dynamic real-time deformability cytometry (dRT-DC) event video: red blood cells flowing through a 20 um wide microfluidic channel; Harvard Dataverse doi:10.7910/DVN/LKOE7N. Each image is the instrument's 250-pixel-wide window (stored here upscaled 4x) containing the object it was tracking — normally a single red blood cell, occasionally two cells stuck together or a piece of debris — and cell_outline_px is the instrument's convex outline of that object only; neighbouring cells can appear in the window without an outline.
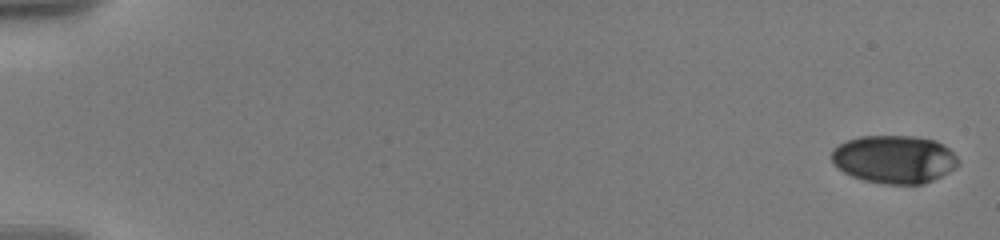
{"species": "human", "species_latin": "Homo sapiens", "temperature_condition": "warm", "stored_images_in_passage": 16, "camera_frame_rate_fps": 3000, "um_per_image_px": 0.085, "donor": {"sex": "male"}, "frame": {"image": 1, "passage_image": 1, "time_ms": 0.0, "image_size_px": [1000, 240], "cell_outline_px": [[956, 168], [924, 184], [884, 184], [864, 180], [852, 176], [844, 172], [832, 160], [832, 148], [848, 140], [860, 136], [912, 136], [936, 140], [948, 148], [956, 156]], "centroid_in_image_um": [76.0, 13.53], "position_along_channel_um": 9.0, "area_um2": 35.14}}
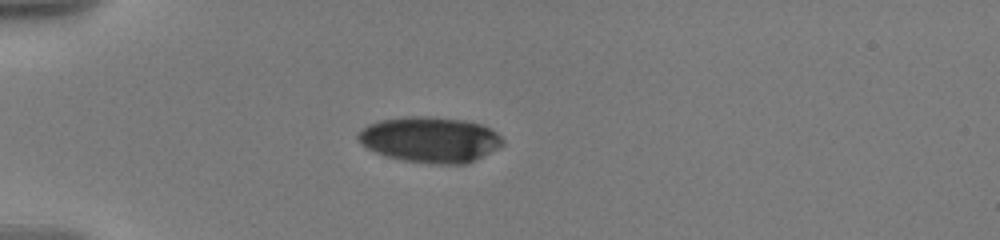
{"frame": {"image": 2, "passage_image": 12, "time_ms": 5.333, "image_size_px": [1000, 240], "cell_outline_px": [[504, 144], [500, 148], [476, 160], [464, 164], [440, 164], [404, 160], [388, 156], [376, 152], [360, 144], [356, 136], [360, 128], [368, 124], [380, 120], [404, 116], [428, 116], [464, 120], [480, 124], [492, 128], [504, 140]], "centroid_in_image_um": [36.57, 11.85], "position_along_channel_um": 48.4, "area_um2": 38.73}}
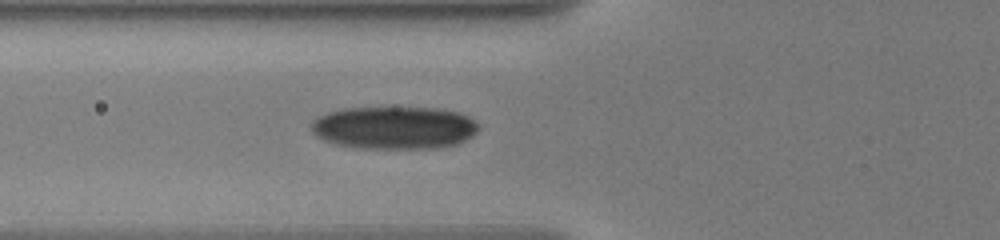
{"frame": {"image": 3, "passage_image": 16, "time_ms": 7.333, "image_size_px": [1000, 240], "cell_outline_px": [[480, 128], [472, 136], [456, 144], [440, 148], [356, 148], [336, 144], [324, 140], [316, 136], [312, 132], [312, 120], [328, 112], [344, 108], [436, 108], [456, 112], [468, 116]], "centroid_in_image_um": [33.49, 10.86], "position_along_channel_um": 92.3, "area_um2": 41.5}}